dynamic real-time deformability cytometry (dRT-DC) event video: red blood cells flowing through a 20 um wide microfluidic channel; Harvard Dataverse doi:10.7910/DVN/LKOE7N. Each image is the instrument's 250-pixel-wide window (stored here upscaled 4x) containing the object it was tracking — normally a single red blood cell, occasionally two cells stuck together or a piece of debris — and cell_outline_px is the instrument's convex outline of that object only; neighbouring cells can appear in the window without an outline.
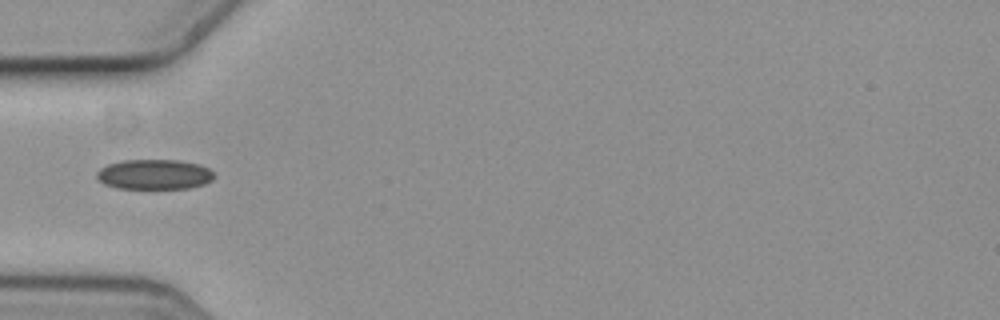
{"species": "common noctule bat (a hibernating species)", "species_latin": "Nyctalus noctula", "temperature_condition": "cold", "stored_images_in_passage": 6, "camera_frame_rate_fps": 3000, "um_per_image_px": 0.085, "animal": {"sex": "female", "body_mass_g": 19.3, "forearm_length_mm": 54.1}, "frame": {"image": 1, "passage_image": 6, "time_ms": 1.667, "image_size_px": [1000, 320], "cell_outline_px": [[212, 180], [204, 184], [188, 188], [116, 188], [104, 184], [96, 176], [96, 172], [100, 168], [108, 164], [124, 160], [180, 160], [200, 164], [208, 168], [212, 172]], "centroid_in_image_um": [13.1, 14.81], "position_along_channel_um": 71.9, "area_um2": 20.46}}